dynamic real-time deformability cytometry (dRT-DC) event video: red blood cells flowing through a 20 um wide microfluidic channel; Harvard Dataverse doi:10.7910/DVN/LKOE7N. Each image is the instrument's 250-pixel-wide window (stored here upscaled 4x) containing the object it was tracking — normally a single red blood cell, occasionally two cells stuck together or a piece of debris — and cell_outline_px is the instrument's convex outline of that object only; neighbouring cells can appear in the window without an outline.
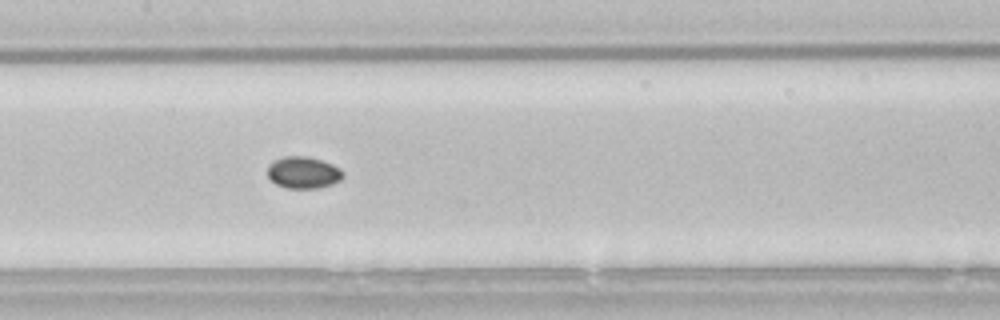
{"species": "common noctule bat (a hibernating species)", "species_latin": "Nyctalus noctula", "temperature_condition": "room temperature", "stored_images_in_passage": 40, "camera_frame_rate_fps": 3000, "um_per_image_px": 0.085, "animal": {"sex": "male", "body_mass_g": 21.5, "forearm_length_mm": 52.0}, "frame": {"image": 1, "passage_image": 18, "time_ms": 5.667, "image_size_px": [1000, 320], "cell_outline_px": [[344, 176], [340, 180], [332, 184], [316, 188], [288, 188], [276, 184], [268, 176], [268, 164], [284, 156], [308, 156], [332, 164], [340, 168], [344, 172]], "centroid_in_image_um": [25.8, 14.66], "position_along_channel_um": 181.6, "area_um2": 13.93}}